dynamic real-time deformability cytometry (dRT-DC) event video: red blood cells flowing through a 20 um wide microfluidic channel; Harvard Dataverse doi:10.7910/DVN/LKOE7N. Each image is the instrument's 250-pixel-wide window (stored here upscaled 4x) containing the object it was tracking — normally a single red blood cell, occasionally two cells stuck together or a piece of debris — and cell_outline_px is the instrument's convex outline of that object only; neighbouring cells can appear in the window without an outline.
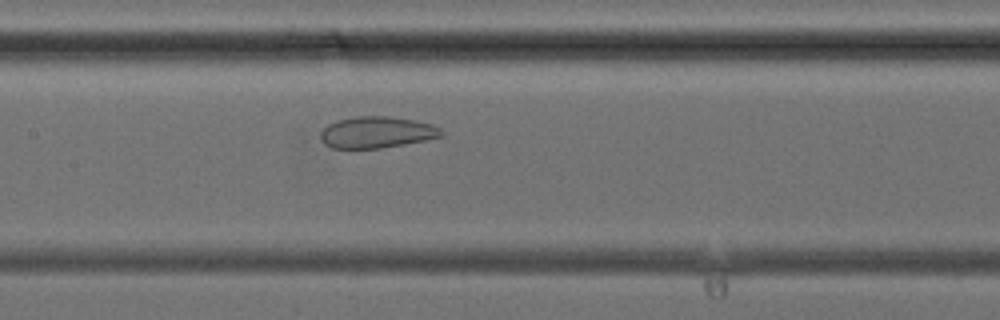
{"species": "common noctule bat (a hibernating species)", "species_latin": "Nyctalus noctula", "temperature_condition": "cold", "stored_images_in_passage": 40, "camera_frame_rate_fps": 3000, "um_per_image_px": 0.085, "animal": {"sex": "female", "body_mass_g": 24.6, "forearm_length_mm": 56.2}, "frame": {"image": 1, "passage_image": 18, "time_ms": 5.667, "image_size_px": [1000, 320], "cell_outline_px": [[444, 132], [440, 136], [424, 140], [404, 144], [380, 148], [332, 148], [324, 144], [320, 140], [320, 132], [328, 124], [340, 120], [360, 116], [388, 116], [412, 120], [432, 124], [440, 128]], "centroid_in_image_um": [32.0, 11.25], "position_along_channel_um": 175.4, "area_um2": 21.91}}
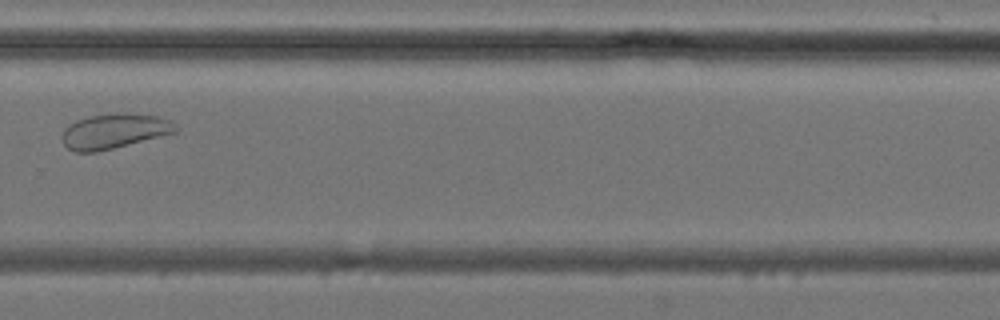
{"frame": {"image": 2, "passage_image": 27, "time_ms": 8.667, "image_size_px": [1000, 320], "cell_outline_px": [[180, 128], [176, 132], [96, 152], [76, 152], [68, 148], [64, 144], [60, 136], [64, 128], [68, 124], [76, 120], [88, 116], [156, 116], [168, 120]], "centroid_in_image_um": [9.62, 11.2], "position_along_channel_um": 320.2, "area_um2": 22.02}}
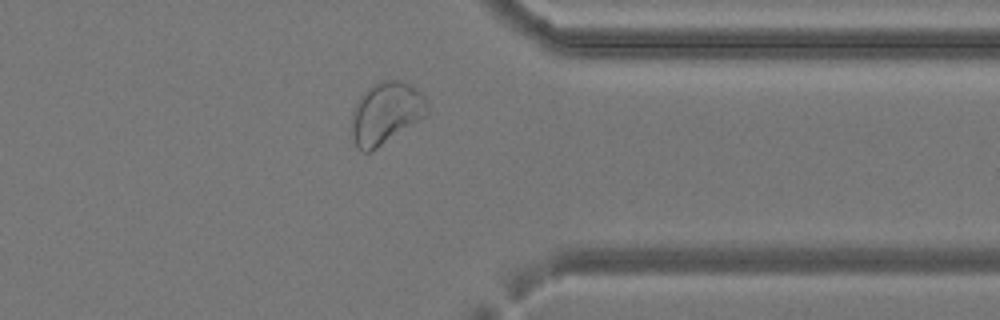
{"frame": {"image": 3, "passage_image": 31, "time_ms": 10.0, "image_size_px": [1000, 320], "cell_outline_px": [[428, 112], [424, 116], [372, 152], [364, 152], [356, 144], [352, 136], [352, 112], [360, 96], [372, 84], [380, 80], [400, 80], [416, 88], [428, 100]], "centroid_in_image_um": [32.8, 9.59], "position_along_channel_um": 378.6, "area_um2": 27.05}}